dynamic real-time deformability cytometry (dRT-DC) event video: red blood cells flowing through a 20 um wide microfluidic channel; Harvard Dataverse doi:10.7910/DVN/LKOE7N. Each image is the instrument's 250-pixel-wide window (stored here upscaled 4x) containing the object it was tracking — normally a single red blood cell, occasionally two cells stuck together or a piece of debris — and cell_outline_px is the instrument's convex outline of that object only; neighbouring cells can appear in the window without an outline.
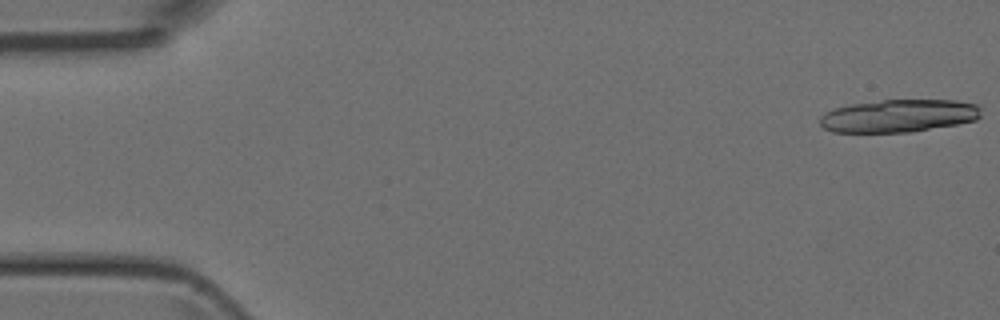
{"species": "Egyptian fruit bat (a non-hibernating species)", "species_latin": "Rousettus aegyptiacus", "temperature_condition": "room temperature", "stored_images_in_passage": 17, "camera_frame_rate_fps": 3000, "um_per_image_px": 0.085, "animal": {"sex": "female"}, "frame": {"image": 1, "passage_image": 1, "time_ms": 0.0, "image_size_px": [1000, 320], "cell_outline_px": [[980, 116], [976, 120], [956, 124], [912, 132], [832, 132], [824, 128], [820, 124], [820, 116], [824, 112], [836, 108], [852, 104], [884, 100], [956, 100], [976, 104], [980, 108]], "centroid_in_image_um": [76.38, 9.85], "position_along_channel_um": 8.6, "area_um2": 30.69}}